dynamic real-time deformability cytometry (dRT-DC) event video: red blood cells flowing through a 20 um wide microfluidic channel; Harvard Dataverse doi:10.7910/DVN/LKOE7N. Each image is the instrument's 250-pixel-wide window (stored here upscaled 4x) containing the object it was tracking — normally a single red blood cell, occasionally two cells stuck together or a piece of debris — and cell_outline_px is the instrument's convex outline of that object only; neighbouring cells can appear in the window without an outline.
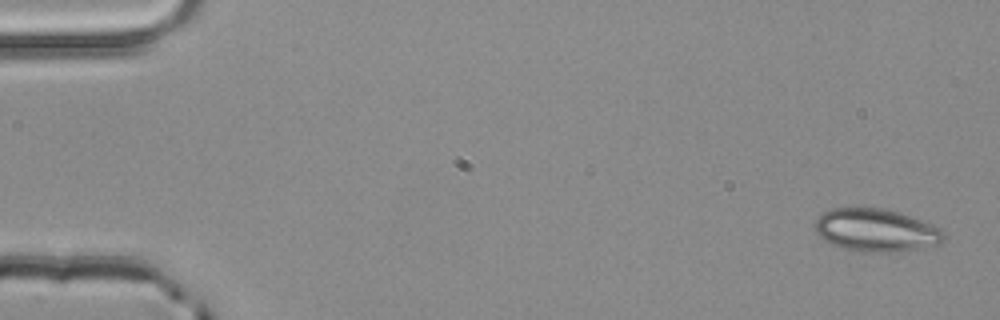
{"species": "common noctule bat (a hibernating species)", "species_latin": "Nyctalus noctula", "temperature_condition": "room temperature", "stored_images_in_passage": 4, "camera_frame_rate_fps": 3000, "um_per_image_px": 0.085, "animal": {"sex": "male", "body_mass_g": 20.4}, "frame": {"image": 1, "passage_image": 1, "time_ms": 0.0, "image_size_px": [1000, 320], "cell_outline_px": [[944, 236], [936, 244], [916, 248], [864, 252], [840, 248], [824, 240], [816, 232], [812, 224], [824, 212], [832, 208], [884, 208], [900, 212], [940, 228], [944, 232]], "centroid_in_image_um": [74.37, 19.54], "position_along_channel_um": 10.6, "area_um2": 31.44}}